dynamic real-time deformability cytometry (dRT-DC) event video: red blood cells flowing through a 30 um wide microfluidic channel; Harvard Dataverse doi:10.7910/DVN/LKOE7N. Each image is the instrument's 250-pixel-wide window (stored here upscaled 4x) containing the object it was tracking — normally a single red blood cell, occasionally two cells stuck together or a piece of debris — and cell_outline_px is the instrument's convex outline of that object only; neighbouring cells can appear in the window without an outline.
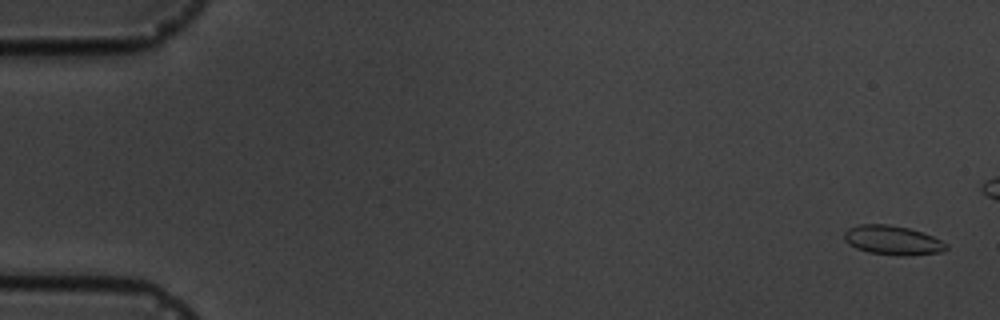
{"species": "common noctule bat (a hibernating species)", "species_latin": "Nyctalus noctula", "temperature_condition": "cold", "stored_images_in_passage": 5, "camera_frame_rate_fps": 3000, "um_per_image_px": 0.085, "animal": {"sex": "male", "body_mass_g": 19.5, "forearm_length_mm": 54.6}, "frame": {"image": 1, "passage_image": 1, "time_ms": 0.0, "image_size_px": [1000, 320], "cell_outline_px": [[948, 248], [940, 252], [904, 256], [900, 256], [868, 252], [856, 248], [848, 244], [844, 240], [844, 232], [848, 228], [860, 224], [888, 224], [908, 228], [932, 236], [948, 244]], "centroid_in_image_um": [75.84, 20.42], "position_along_channel_um": 9.2, "area_um2": 17.34}}